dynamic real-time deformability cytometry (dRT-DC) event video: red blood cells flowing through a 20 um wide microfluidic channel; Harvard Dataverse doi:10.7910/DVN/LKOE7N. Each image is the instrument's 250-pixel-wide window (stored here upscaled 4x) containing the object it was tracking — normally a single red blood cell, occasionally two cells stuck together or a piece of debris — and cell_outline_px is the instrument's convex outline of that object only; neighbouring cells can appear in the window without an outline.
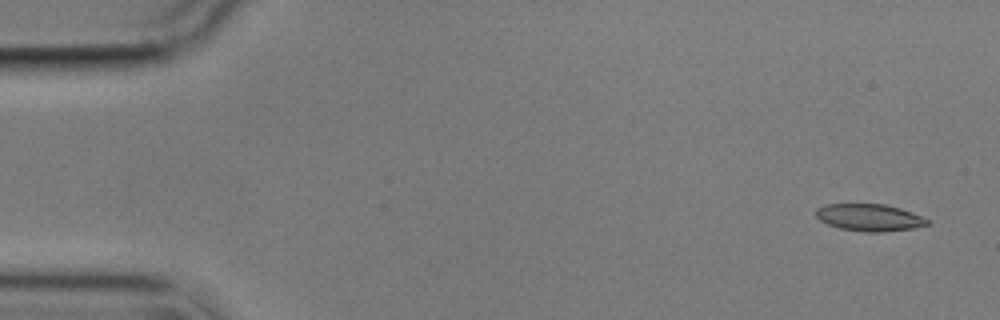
{"species": "common noctule bat (a hibernating species)", "species_latin": "Nyctalus noctula", "temperature_condition": "cold", "stored_images_in_passage": 6, "camera_frame_rate_fps": 3000, "um_per_image_px": 0.085, "animal": {"sex": "male", "body_mass_g": 17.9}, "frame": {"image": 1, "passage_image": 1, "time_ms": 0.0, "image_size_px": [1000, 320], "cell_outline_px": [[932, 224], [916, 228], [884, 232], [864, 232], [840, 228], [828, 224], [820, 220], [816, 216], [816, 208], [824, 204], [884, 204], [900, 208], [912, 212], [932, 220]], "centroid_in_image_um": [73.96, 18.49], "position_along_channel_um": 11.0, "area_um2": 17.86}}
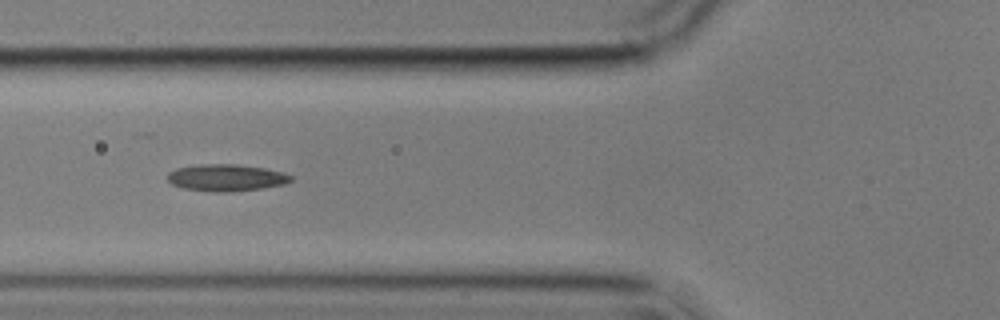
{"frame": {"image": 2, "passage_image": 6, "time_ms": 6.0, "image_size_px": [1000, 320], "cell_outline_px": [[292, 180], [284, 184], [260, 188], [232, 192], [212, 192], [184, 188], [172, 184], [168, 180], [168, 172], [176, 168], [200, 164], [236, 164], [264, 168], [284, 172], [292, 176]], "centroid_in_image_um": [19.22, 15.1], "position_along_channel_um": 106.6, "area_um2": 19.31}}